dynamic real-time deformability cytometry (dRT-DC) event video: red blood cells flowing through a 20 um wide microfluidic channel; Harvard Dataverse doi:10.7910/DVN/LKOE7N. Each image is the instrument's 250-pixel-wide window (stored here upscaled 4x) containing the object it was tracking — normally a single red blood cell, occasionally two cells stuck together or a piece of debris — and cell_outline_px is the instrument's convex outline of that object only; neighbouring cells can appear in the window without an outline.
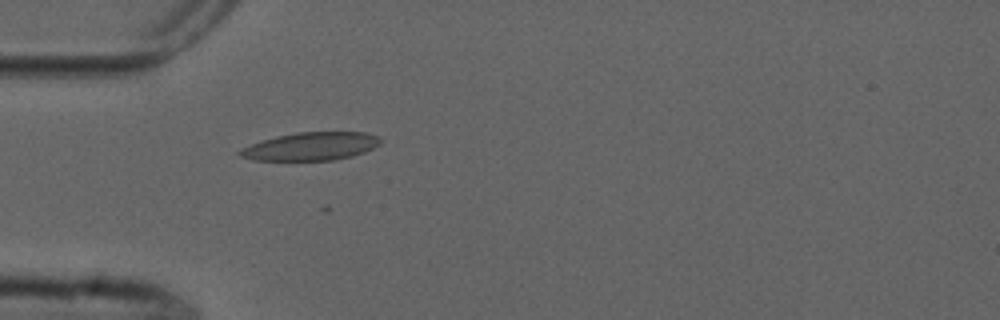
{"species": "common noctule bat (a hibernating species)", "species_latin": "Nyctalus noctula", "temperature_condition": "cold", "stored_images_in_passage": 5, "camera_frame_rate_fps": 3000, "um_per_image_px": 0.085, "animal": {"sex": "male", "forearm_length_mm": 52.5}, "frame": {"image": 1, "passage_image": 5, "time_ms": 5.667, "image_size_px": [1000, 320], "cell_outline_px": [[384, 140], [380, 144], [364, 152], [352, 156], [332, 160], [252, 160], [240, 156], [236, 152], [252, 144], [276, 136], [296, 132], [364, 132], [380, 136]], "centroid_in_image_um": [26.48, 12.43], "position_along_channel_um": 58.5, "area_um2": 22.95}}